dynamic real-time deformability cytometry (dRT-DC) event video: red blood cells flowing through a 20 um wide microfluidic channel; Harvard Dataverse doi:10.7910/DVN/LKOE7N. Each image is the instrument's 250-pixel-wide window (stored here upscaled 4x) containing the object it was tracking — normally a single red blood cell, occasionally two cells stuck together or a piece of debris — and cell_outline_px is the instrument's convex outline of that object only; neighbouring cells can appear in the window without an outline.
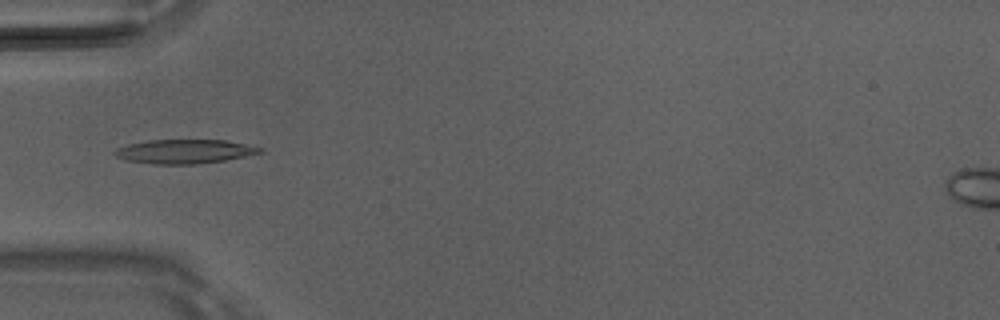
{"species": "Egyptian fruit bat (a non-hibernating species)", "species_latin": "Rousettus aegyptiacus", "temperature_condition": "room temperature", "stored_images_in_passage": 4, "camera_frame_rate_fps": 3000, "um_per_image_px": 0.085, "animal": {"sex": "male"}, "frame": {"image": 1, "passage_image": 4, "time_ms": 1.0, "image_size_px": [1000, 320], "cell_outline_px": [[264, 152], [224, 160], [196, 164], [152, 164], [124, 160], [116, 156], [112, 152], [116, 148], [128, 144], [148, 140], [224, 140], [264, 148]], "centroid_in_image_um": [15.64, 12.87], "position_along_channel_um": 69.4, "area_um2": 20.35}}